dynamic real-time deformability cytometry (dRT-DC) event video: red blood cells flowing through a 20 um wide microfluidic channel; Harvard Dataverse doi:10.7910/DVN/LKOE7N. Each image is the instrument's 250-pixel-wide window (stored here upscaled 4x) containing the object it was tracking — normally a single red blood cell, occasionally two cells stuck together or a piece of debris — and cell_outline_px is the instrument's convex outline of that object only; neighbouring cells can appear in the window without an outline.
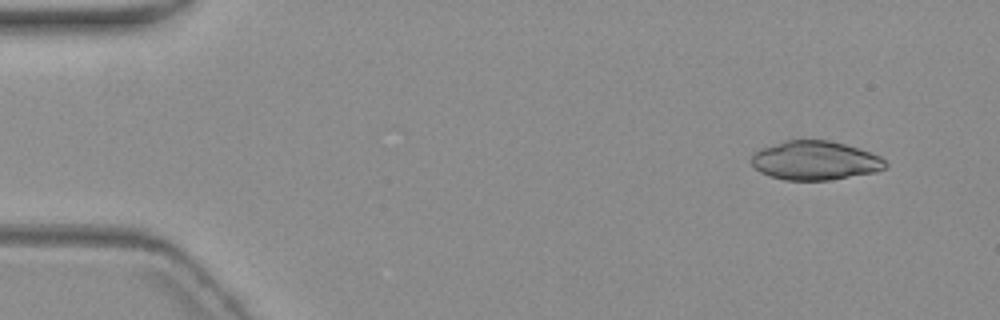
{"species": "common noctule bat (a hibernating species)", "species_latin": "Nyctalus noctula", "temperature_condition": "warm", "stored_images_in_passage": 4, "camera_frame_rate_fps": 3000, "um_per_image_px": 0.085, "animal": {"sex": "female", "body_mass_g": 19.3, "forearm_length_mm": 54.1}, "frame": {"image": 1, "passage_image": 1, "time_ms": 0.0, "image_size_px": [1000, 320], "cell_outline_px": [[888, 168], [876, 172], [828, 180], [784, 180], [760, 172], [752, 164], [752, 152], [760, 148], [784, 140], [828, 140], [844, 144], [880, 156], [888, 164]], "centroid_in_image_um": [69.27, 13.64], "position_along_channel_um": 15.7, "area_um2": 30.4}}